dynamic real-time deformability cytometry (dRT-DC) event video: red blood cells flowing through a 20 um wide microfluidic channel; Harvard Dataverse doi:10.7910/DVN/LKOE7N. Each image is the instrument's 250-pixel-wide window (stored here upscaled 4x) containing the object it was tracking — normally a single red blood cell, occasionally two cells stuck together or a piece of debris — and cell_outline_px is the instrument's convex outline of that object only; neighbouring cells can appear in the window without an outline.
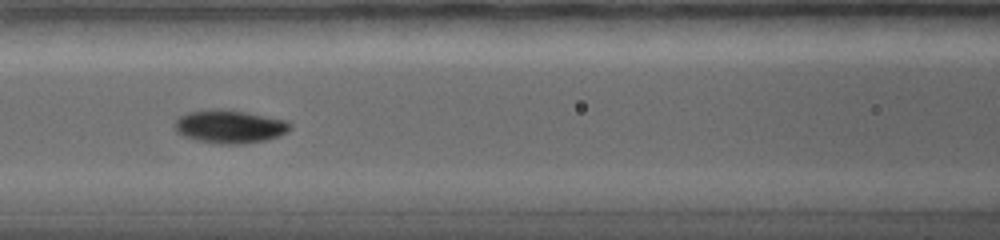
{"species": "common noctule bat (a hibernating species)", "species_latin": "Nyctalus noctula", "temperature_condition": "warm", "stored_images_in_passage": 13, "camera_frame_rate_fps": 5000, "um_per_image_px": 0.085, "animal": {"sex": "female", "body_mass_g": 19.0, "forearm_length_mm": 56.7}, "frame": {"image": 1, "passage_image": 8, "time_ms": 6.0, "image_size_px": [1000, 240], "cell_outline_px": [[292, 128], [288, 132], [280, 136], [264, 140], [244, 144], [220, 144], [196, 140], [184, 136], [176, 132], [176, 120], [180, 116], [188, 112], [216, 108], [220, 108], [244, 112], [288, 120], [292, 124]], "centroid_in_image_um": [19.56, 10.76], "position_along_channel_um": 147.0, "area_um2": 22.43}}
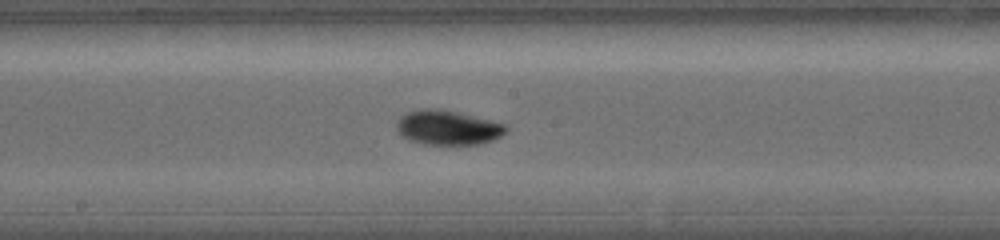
{"frame": {"image": 2, "passage_image": 10, "time_ms": 7.8, "image_size_px": [1000, 240], "cell_outline_px": [[508, 128], [500, 136], [492, 140], [480, 144], [424, 144], [408, 140], [396, 128], [396, 124], [400, 116], [408, 112], [424, 108], [440, 108], [504, 124]], "centroid_in_image_um": [38.02, 10.84], "position_along_channel_um": 210.2, "area_um2": 21.68}}
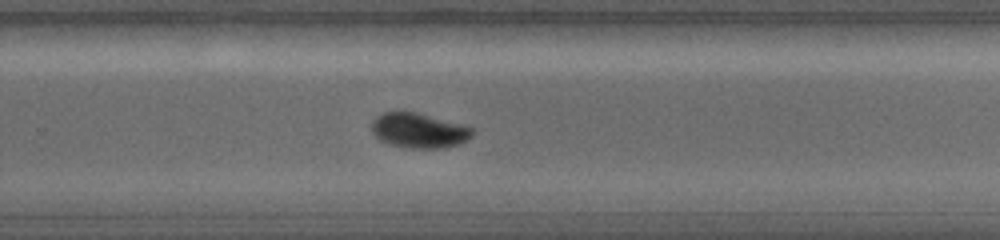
{"frame": {"image": 3, "passage_image": 13, "time_ms": 10.2, "image_size_px": [1000, 240], "cell_outline_px": [[476, 132], [472, 136], [460, 144], [440, 148], [408, 148], [392, 144], [380, 140], [372, 132], [372, 120], [376, 116], [384, 112], [416, 112], [460, 124], [472, 128]], "centroid_in_image_um": [35.61, 11.09], "position_along_channel_um": 294.2, "area_um2": 20.29}}